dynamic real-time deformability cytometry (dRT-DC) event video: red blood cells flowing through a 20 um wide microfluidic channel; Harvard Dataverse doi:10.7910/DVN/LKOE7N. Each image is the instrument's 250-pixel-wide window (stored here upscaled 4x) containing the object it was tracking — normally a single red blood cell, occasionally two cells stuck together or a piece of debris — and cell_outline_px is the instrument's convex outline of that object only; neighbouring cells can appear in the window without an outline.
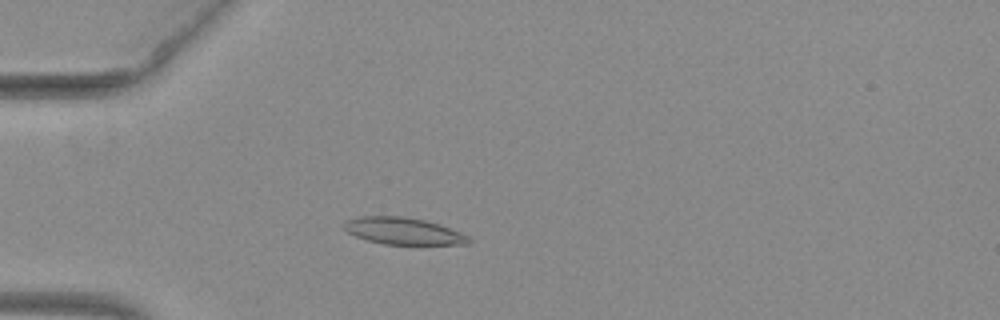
{"species": "common noctule bat (a hibernating species)", "species_latin": "Nyctalus noctula", "temperature_condition": "warm", "stored_images_in_passage": 40, "camera_frame_rate_fps": 3000, "um_per_image_px": 0.085, "animal": {"sex": "female", "body_mass_g": 29.2, "forearm_length_mm": 56.3}, "frame": {"image": 1, "passage_image": 3, "time_ms": 0.667, "image_size_px": [1000, 320], "cell_outline_px": [[472, 240], [468, 244], [384, 244], [368, 240], [356, 236], [348, 232], [340, 224], [344, 220], [360, 216], [404, 216], [424, 220], [440, 224], [460, 232], [468, 236]], "centroid_in_image_um": [34.25, 19.62], "position_along_channel_um": 50.8, "area_um2": 19.59}}
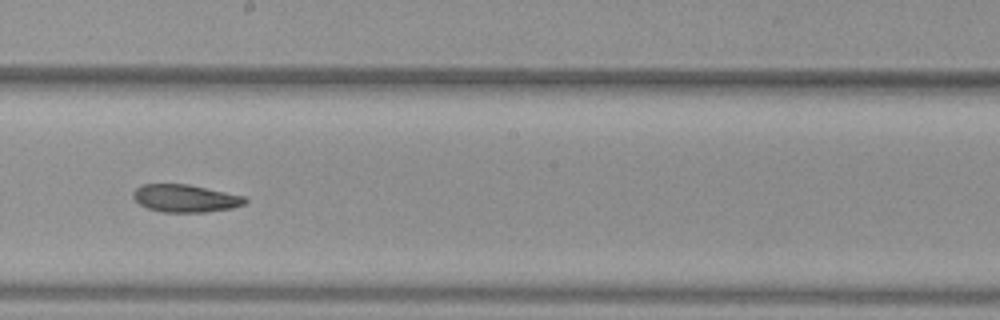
{"frame": {"image": 2, "passage_image": 18, "time_ms": 5.667, "image_size_px": [1000, 320], "cell_outline_px": [[248, 200], [244, 204], [232, 208], [204, 212], [160, 212], [148, 208], [140, 204], [132, 196], [132, 192], [136, 188], [144, 184], [188, 184], [248, 196]], "centroid_in_image_um": [15.79, 16.85], "position_along_channel_um": 232.4, "area_um2": 18.15}}
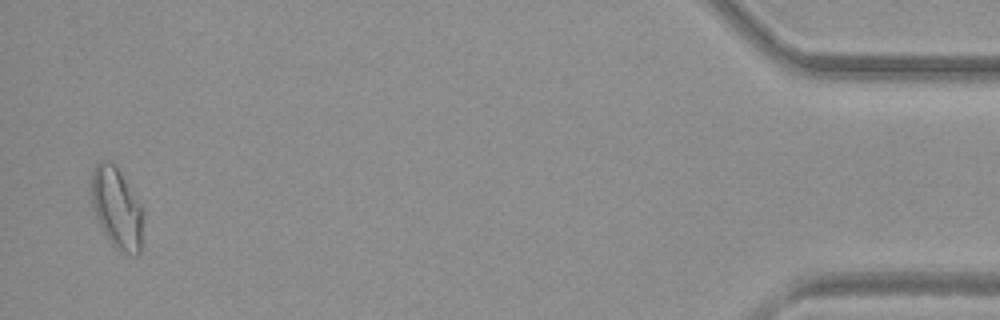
{"frame": {"image": 3, "passage_image": 39, "time_ms": 12.667, "image_size_px": [1000, 320], "cell_outline_px": [[144, 216], [140, 252], [136, 256], [132, 256], [120, 252], [112, 244], [104, 232], [96, 216], [92, 204], [92, 168], [100, 160], [112, 160], [144, 208]], "centroid_in_image_um": [9.96, 17.69], "position_along_channel_um": 425.2, "area_um2": 24.74}, "authors_computed_cell_mechanics": {"area_um2": 18.9295, "velocity_mm_per_s": 3.9568, "shape_relaxation_time_tau1_ms": null, "shape_relaxation_time_tau2_ms": 8.9151, "deformation_change_tau1": null, "deformation_change_tau2": 0.1806}}